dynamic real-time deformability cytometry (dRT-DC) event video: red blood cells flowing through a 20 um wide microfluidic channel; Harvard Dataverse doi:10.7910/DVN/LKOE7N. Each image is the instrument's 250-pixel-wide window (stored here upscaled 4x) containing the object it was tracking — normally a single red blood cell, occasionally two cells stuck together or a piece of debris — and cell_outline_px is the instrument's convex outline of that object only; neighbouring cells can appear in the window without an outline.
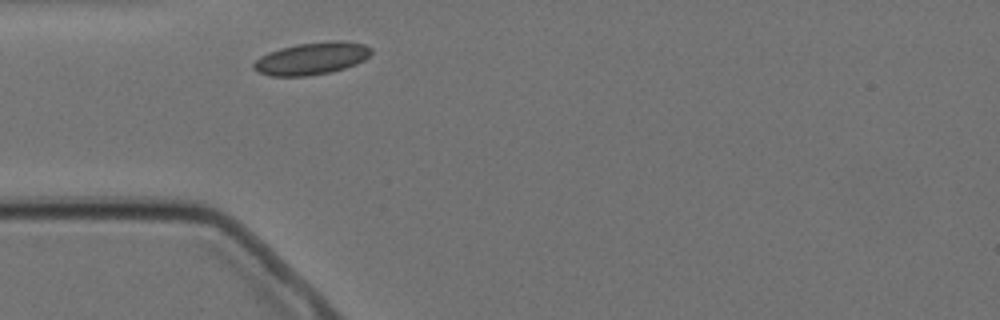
{"species": "Egyptian fruit bat (a non-hibernating species)", "species_latin": "Rousettus aegyptiacus", "temperature_condition": "cold", "stored_images_in_passage": 1, "camera_frame_rate_fps": 3000, "um_per_image_px": 0.085, "animal": {"sex": "female"}, "frame": {"image": 1, "passage_image": 1, "time_ms": 0.0, "image_size_px": [1000, 320], "cell_outline_px": [[372, 52], [364, 60], [356, 64], [344, 68], [328, 72], [308, 76], [272, 76], [260, 72], [252, 68], [252, 64], [260, 56], [268, 52], [280, 48], [296, 44], [332, 40], [344, 40], [364, 44], [372, 48]], "centroid_in_image_um": [26.5, 4.95], "position_along_channel_um": 58.5, "area_um2": 22.2}}